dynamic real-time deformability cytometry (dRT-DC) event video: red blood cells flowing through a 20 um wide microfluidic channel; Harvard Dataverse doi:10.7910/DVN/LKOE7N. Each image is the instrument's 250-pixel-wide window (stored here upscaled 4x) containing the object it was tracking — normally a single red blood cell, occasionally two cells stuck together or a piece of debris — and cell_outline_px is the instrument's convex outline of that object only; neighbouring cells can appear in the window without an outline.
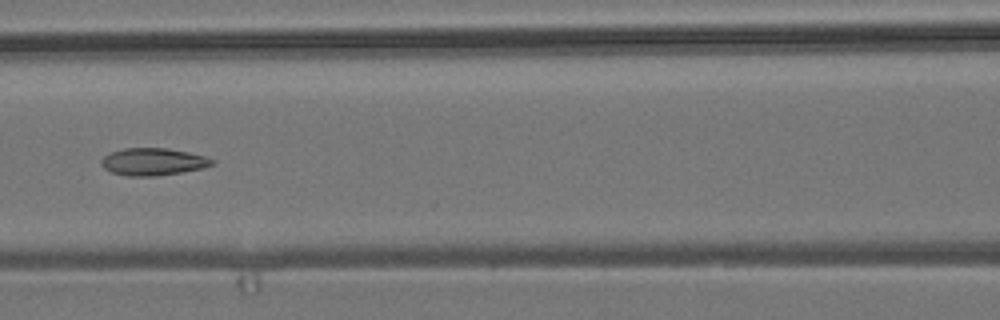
{"species": "common noctule bat (a hibernating species)", "species_latin": "Nyctalus noctula", "temperature_condition": "room temperature", "stored_images_in_passage": 8, "camera_frame_rate_fps": 3000, "um_per_image_px": 0.085, "animal": {"sex": "male", "body_mass_g": 19.2, "forearm_length_mm": 51.8}, "frame": {"image": 1, "passage_image": 7, "time_ms": 7.333, "image_size_px": [1000, 320], "cell_outline_px": [[216, 164], [204, 168], [156, 176], [128, 176], [112, 172], [104, 168], [100, 164], [100, 160], [104, 156], [112, 152], [124, 148], [168, 148], [188, 152], [204, 156], [216, 160]], "centroid_in_image_um": [13.04, 13.74], "position_along_channel_um": 153.6, "area_um2": 17.69}}
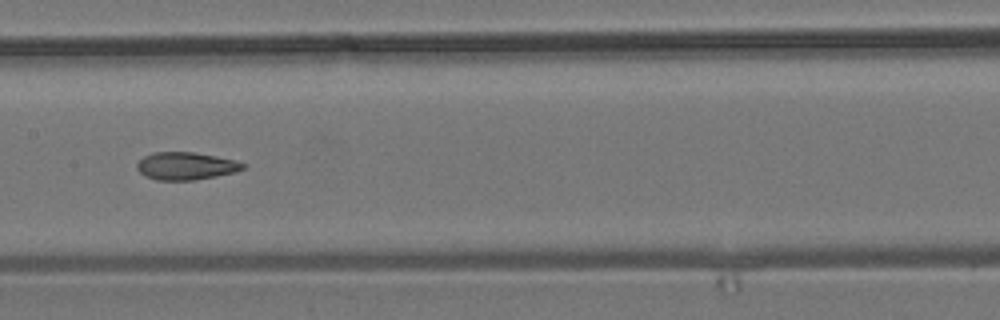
{"frame": {"image": 2, "passage_image": 8, "time_ms": 8.333, "image_size_px": [1000, 320], "cell_outline_px": [[248, 164], [244, 168], [236, 172], [196, 180], [156, 180], [144, 176], [136, 168], [136, 164], [144, 156], [152, 152], [196, 152], [236, 160]], "centroid_in_image_um": [15.81, 14.11], "position_along_channel_um": 191.6, "area_um2": 17.28}}